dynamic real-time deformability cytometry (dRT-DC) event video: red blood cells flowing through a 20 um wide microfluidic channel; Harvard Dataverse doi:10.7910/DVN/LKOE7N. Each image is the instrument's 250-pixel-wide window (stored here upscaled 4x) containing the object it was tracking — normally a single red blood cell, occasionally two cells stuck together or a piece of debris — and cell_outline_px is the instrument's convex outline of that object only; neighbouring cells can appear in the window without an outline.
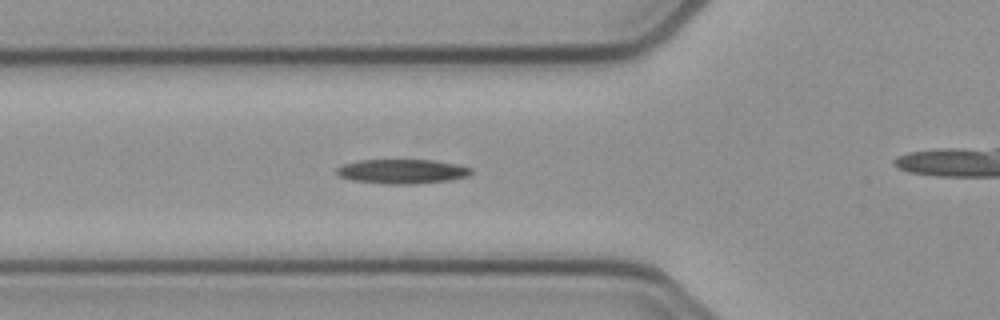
{"species": "common noctule bat (a hibernating species)", "species_latin": "Nyctalus noctula", "temperature_condition": "cold", "stored_images_in_passage": 18, "camera_frame_rate_fps": 3000, "um_per_image_px": 0.085, "animal": {"sex": "female", "body_mass_g": 21.9}, "frame": {"image": 1, "passage_image": 8, "time_ms": 2.333, "image_size_px": [1000, 320], "cell_outline_px": [[472, 172], [468, 176], [448, 180], [416, 184], [388, 184], [352, 180], [340, 176], [336, 172], [336, 168], [344, 164], [360, 160], [432, 160], [456, 164], [472, 168]], "centroid_in_image_um": [34.19, 14.57], "position_along_channel_um": 91.6, "area_um2": 19.02}}
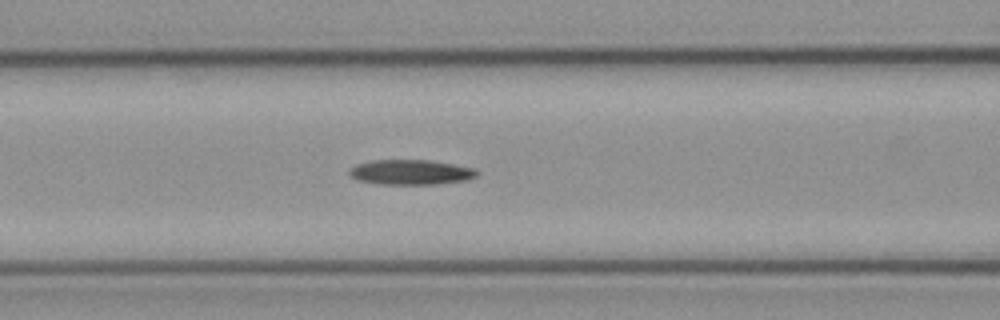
{"frame": {"image": 2, "passage_image": 11, "time_ms": 3.333, "image_size_px": [1000, 320], "cell_outline_px": [[480, 172], [476, 176], [468, 180], [436, 184], [380, 184], [356, 180], [348, 176], [348, 168], [356, 164], [372, 160], [428, 160], [476, 168]], "centroid_in_image_um": [34.88, 14.64], "position_along_channel_um": 131.7, "area_um2": 18.84}}